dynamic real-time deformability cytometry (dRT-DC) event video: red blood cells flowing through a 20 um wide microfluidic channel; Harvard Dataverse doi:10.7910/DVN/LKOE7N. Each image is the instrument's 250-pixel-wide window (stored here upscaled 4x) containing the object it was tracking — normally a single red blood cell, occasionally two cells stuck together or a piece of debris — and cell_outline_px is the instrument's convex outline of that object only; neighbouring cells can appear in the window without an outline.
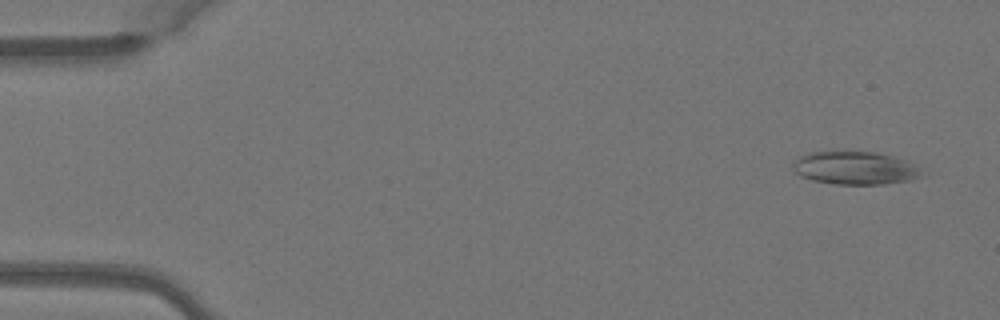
{"species": "Egyptian fruit bat (a non-hibernating species)", "species_latin": "Rousettus aegyptiacus", "temperature_condition": "warm", "stored_images_in_passage": 4, "camera_frame_rate_fps": 3000, "um_per_image_px": 0.085, "animal": {"sex": "female"}, "frame": {"image": 1, "passage_image": 1, "time_ms": 0.0, "image_size_px": [1000, 320], "cell_outline_px": [[924, 176], [912, 180], [884, 184], [836, 184], [812, 180], [800, 176], [792, 168], [796, 160], [800, 156], [812, 152], [876, 152], [908, 160]], "centroid_in_image_um": [72.69, 14.29], "position_along_channel_um": 12.3, "area_um2": 24.57}}
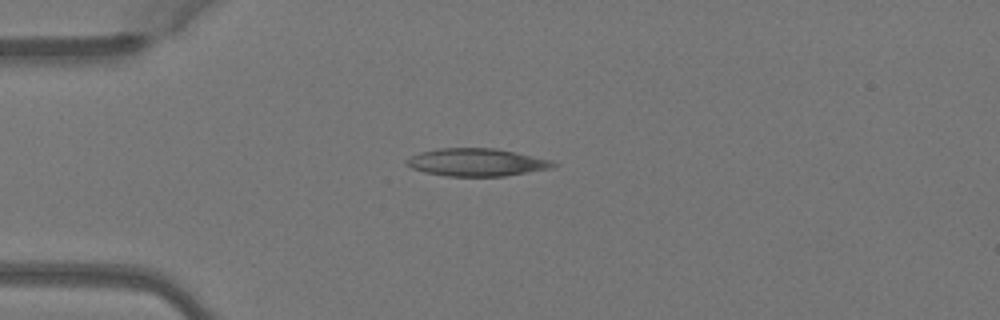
{"frame": {"image": 2, "passage_image": 4, "time_ms": 1.0, "image_size_px": [1000, 320], "cell_outline_px": [[560, 164], [552, 168], [504, 176], [448, 176], [424, 172], [412, 168], [404, 164], [404, 160], [420, 152], [440, 148], [496, 148], [516, 152], [552, 160]], "centroid_in_image_um": [40.53, 13.79], "position_along_channel_um": 44.5, "area_um2": 23.76}}